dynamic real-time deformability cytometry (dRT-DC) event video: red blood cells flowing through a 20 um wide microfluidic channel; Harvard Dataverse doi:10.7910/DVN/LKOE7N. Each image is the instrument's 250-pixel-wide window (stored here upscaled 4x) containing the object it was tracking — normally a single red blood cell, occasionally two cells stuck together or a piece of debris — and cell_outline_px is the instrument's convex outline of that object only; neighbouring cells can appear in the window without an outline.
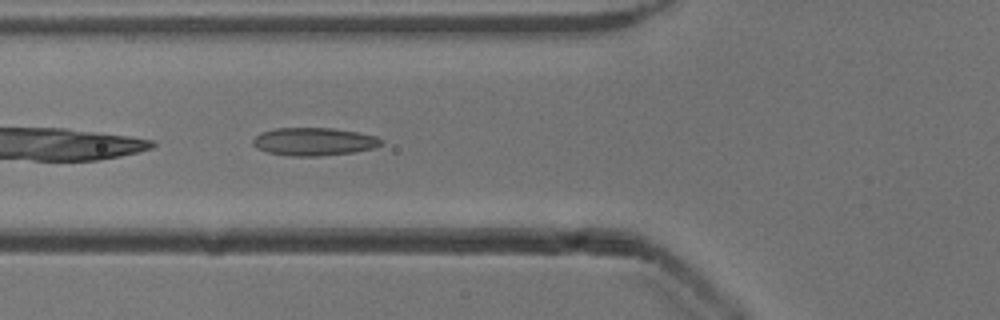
{"species": "common noctule bat (a hibernating species)", "species_latin": "Nyctalus noctula", "temperature_condition": "cold", "stored_images_in_passage": 15, "camera_frame_rate_fps": 3000, "um_per_image_px": 0.085, "animal": {"sex": "male", "body_mass_g": 13.3}, "frame": {"image": 1, "passage_image": 3, "time_ms": 0.667, "image_size_px": [1000, 320], "cell_outline_px": [[384, 144], [376, 148], [356, 152], [320, 156], [288, 156], [268, 152], [256, 148], [252, 144], [252, 140], [260, 132], [276, 128], [336, 128], [360, 132], [376, 136], [384, 140]], "centroid_in_image_um": [26.74, 12.04], "position_along_channel_um": 99.1, "area_um2": 21.33}}
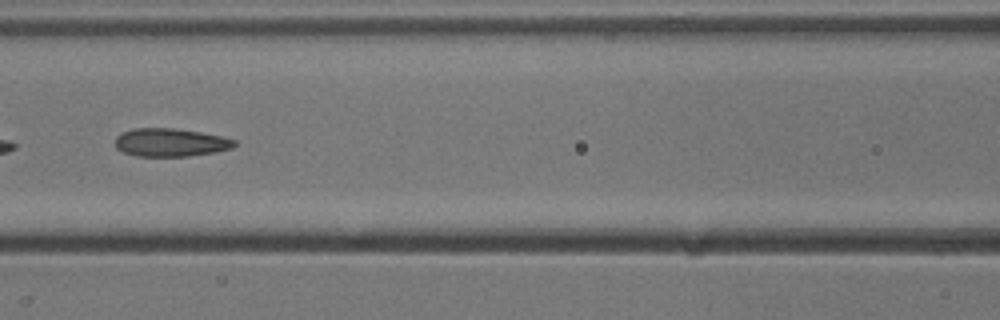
{"frame": {"image": 2, "passage_image": 7, "time_ms": 2.0, "image_size_px": [1000, 320], "cell_outline_px": [[236, 144], [232, 148], [216, 152], [188, 156], [136, 156], [124, 152], [116, 148], [116, 136], [120, 132], [132, 128], [172, 128], [200, 132], [220, 136], [236, 140]], "centroid_in_image_um": [14.47, 12.1], "position_along_channel_um": 152.1, "area_um2": 19.59}}
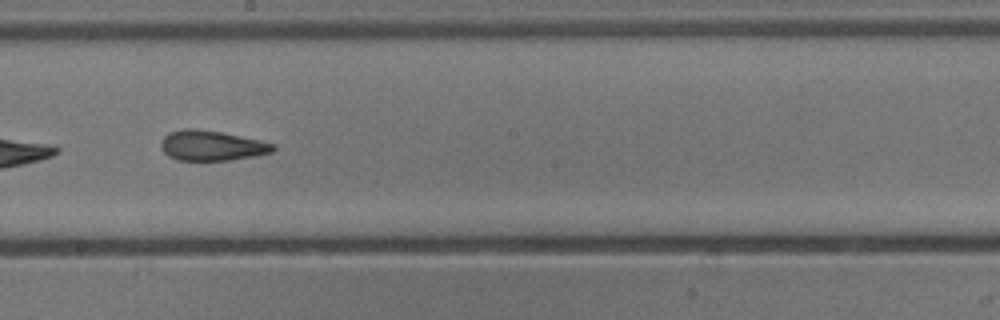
{"frame": {"image": 3, "passage_image": 13, "time_ms": 4.0, "image_size_px": [1000, 320], "cell_outline_px": [[276, 148], [272, 152], [256, 156], [232, 160], [176, 160], [168, 156], [160, 148], [160, 140], [168, 132], [184, 128], [196, 128], [220, 132], [240, 136], [276, 144]], "centroid_in_image_um": [17.96, 12.37], "position_along_channel_um": 230.2, "area_um2": 19.88}}